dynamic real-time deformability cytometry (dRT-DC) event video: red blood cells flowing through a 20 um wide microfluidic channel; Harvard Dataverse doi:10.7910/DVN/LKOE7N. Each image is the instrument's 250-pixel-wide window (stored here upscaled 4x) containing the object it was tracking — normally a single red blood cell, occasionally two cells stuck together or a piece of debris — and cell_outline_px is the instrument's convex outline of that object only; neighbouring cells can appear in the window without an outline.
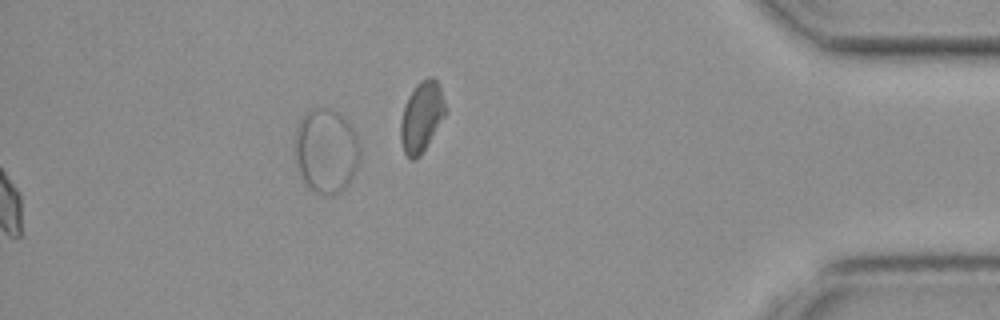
{"species": "common noctule bat (a hibernating species)", "species_latin": "Nyctalus noctula", "temperature_condition": "cold", "stored_images_in_passage": 48, "segment_of_instrument_passage": [2, 2], "camera_frame_rate_fps": 3000, "um_per_image_px": 0.085, "animal": {"sex": "female", "body_mass_g": 19.3, "forearm_length_mm": 54.1}, "frame": {"image": 1, "passage_image": 48, "time_ms": 15.667, "image_size_px": [1000, 320], "cell_outline_px": [[360, 160], [348, 184], [340, 192], [332, 196], [316, 192], [308, 188], [304, 184], [296, 160], [296, 132], [304, 116], [312, 108], [324, 108], [340, 112], [352, 128], [360, 144]], "centroid_in_image_um": [27.75, 12.85], "position_along_channel_um": 407.4, "area_um2": 31.73}}